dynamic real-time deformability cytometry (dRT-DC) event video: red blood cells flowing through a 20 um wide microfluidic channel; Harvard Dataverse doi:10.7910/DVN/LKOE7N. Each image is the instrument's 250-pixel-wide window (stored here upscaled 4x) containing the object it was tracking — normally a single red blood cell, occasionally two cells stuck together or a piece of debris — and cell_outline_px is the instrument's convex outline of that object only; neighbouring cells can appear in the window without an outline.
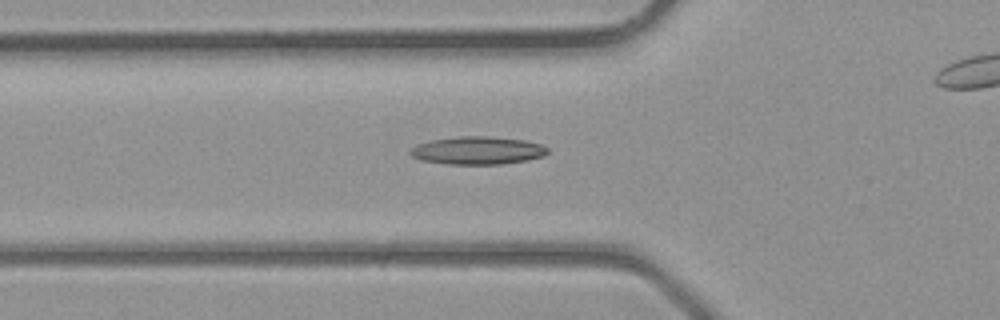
{"species": "common noctule bat (a hibernating species)", "species_latin": "Nyctalus noctula", "temperature_condition": "room temperature", "stored_images_in_passage": 26, "camera_frame_rate_fps": 3000, "um_per_image_px": 0.085, "animal": {"sex": "male", "body_mass_g": 23.1, "forearm_length_mm": 52.7}, "frame": {"image": 1, "passage_image": 6, "time_ms": 1.667, "image_size_px": [1000, 320], "cell_outline_px": [[548, 152], [544, 156], [524, 160], [500, 164], [448, 164], [420, 160], [412, 156], [408, 152], [416, 144], [432, 140], [456, 136], [488, 136], [524, 140], [540, 144], [548, 148]], "centroid_in_image_um": [40.56, 12.78], "position_along_channel_um": 85.2, "area_um2": 22.25}}
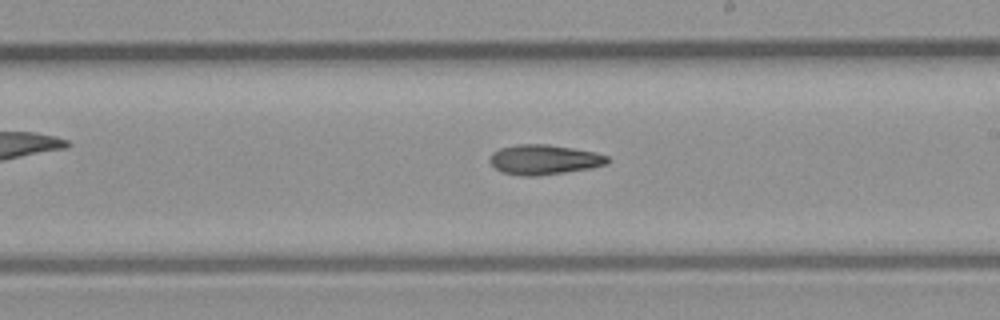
{"frame": {"image": 2, "passage_image": 15, "time_ms": 4.667, "image_size_px": [1000, 320], "cell_outline_px": [[612, 160], [608, 164], [592, 168], [536, 176], [524, 176], [500, 172], [488, 160], [492, 152], [500, 148], [520, 144], [548, 144], [596, 152], [608, 156]], "centroid_in_image_um": [46.27, 13.57], "position_along_channel_um": 242.7, "area_um2": 20.63}}
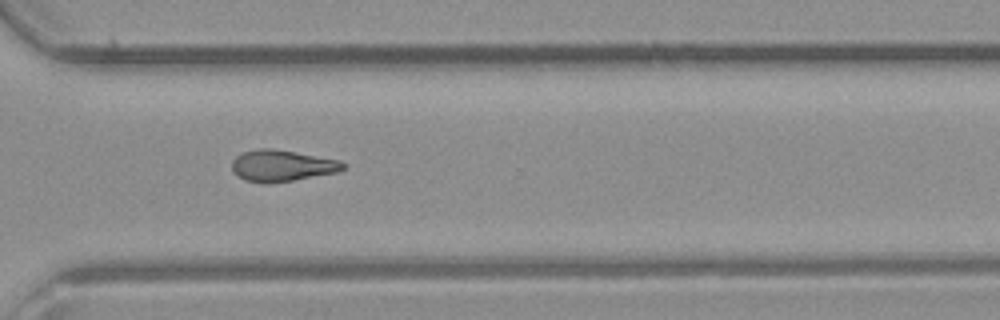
{"frame": {"image": 3, "passage_image": 21, "time_ms": 6.667, "image_size_px": [1000, 320], "cell_outline_px": [[348, 164], [344, 168], [336, 172], [292, 180], [268, 184], [264, 184], [244, 180], [236, 176], [232, 172], [232, 160], [236, 156], [244, 152], [256, 148], [268, 148], [296, 152], [340, 160]], "centroid_in_image_um": [23.92, 14.09], "position_along_channel_um": 346.7, "area_um2": 20.46}}